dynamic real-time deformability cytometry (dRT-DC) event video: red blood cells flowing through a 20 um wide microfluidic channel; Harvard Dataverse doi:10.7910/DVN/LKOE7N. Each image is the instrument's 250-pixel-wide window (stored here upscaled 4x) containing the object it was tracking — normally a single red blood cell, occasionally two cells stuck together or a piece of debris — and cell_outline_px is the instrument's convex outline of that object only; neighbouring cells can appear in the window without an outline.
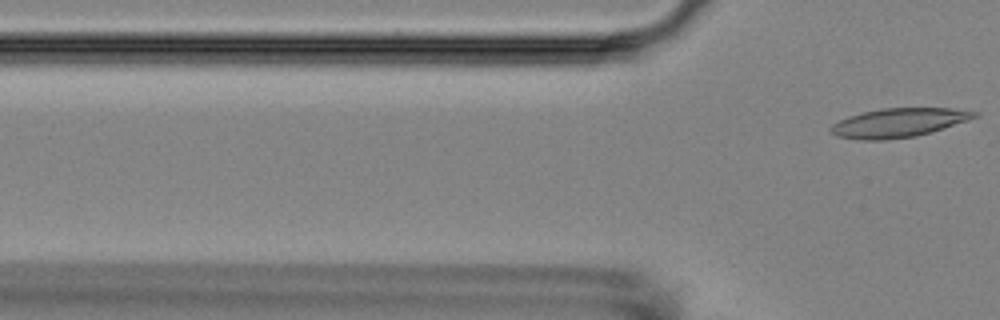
{"species": "Egyptian fruit bat (a non-hibernating species)", "species_latin": "Rousettus aegyptiacus", "temperature_condition": "room temperature", "stored_images_in_passage": 4, "segment_of_instrument_passage": [2, 2], "camera_frame_rate_fps": 3000, "um_per_image_px": 0.085, "animal": {"sex": "female"}, "frame": {"image": 1, "passage_image": 4, "time_ms": 3.667, "image_size_px": [1000, 320], "cell_outline_px": [[980, 116], [932, 132], [916, 136], [884, 140], [860, 140], [836, 136], [828, 128], [832, 124], [848, 116], [880, 108], [952, 108], [980, 112]], "centroid_in_image_um": [76.39, 10.43], "position_along_channel_um": 49.4, "area_um2": 24.39}}